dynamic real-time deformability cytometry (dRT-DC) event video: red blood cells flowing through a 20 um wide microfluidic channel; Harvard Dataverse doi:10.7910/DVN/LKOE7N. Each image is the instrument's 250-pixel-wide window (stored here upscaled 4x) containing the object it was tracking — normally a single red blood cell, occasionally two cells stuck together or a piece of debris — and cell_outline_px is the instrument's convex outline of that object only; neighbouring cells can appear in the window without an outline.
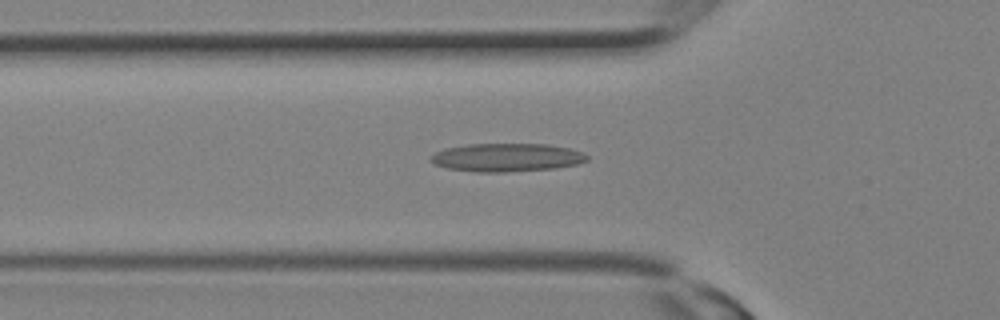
{"species": "Egyptian fruit bat (a non-hibernating species)", "species_latin": "Rousettus aegyptiacus", "temperature_condition": "room temperature", "stored_images_in_passage": 14, "camera_frame_rate_fps": 3000, "um_per_image_px": 0.085, "animal": {"sex": "female"}, "frame": {"image": 1, "passage_image": 10, "time_ms": 3.0, "image_size_px": [1000, 320], "cell_outline_px": [[588, 160], [576, 164], [556, 168], [504, 172], [476, 172], [448, 168], [432, 164], [428, 160], [428, 156], [444, 148], [468, 144], [548, 144], [568, 148], [580, 152], [588, 156]], "centroid_in_image_um": [43.0, 13.38], "position_along_channel_um": 82.8, "area_um2": 25.84}}
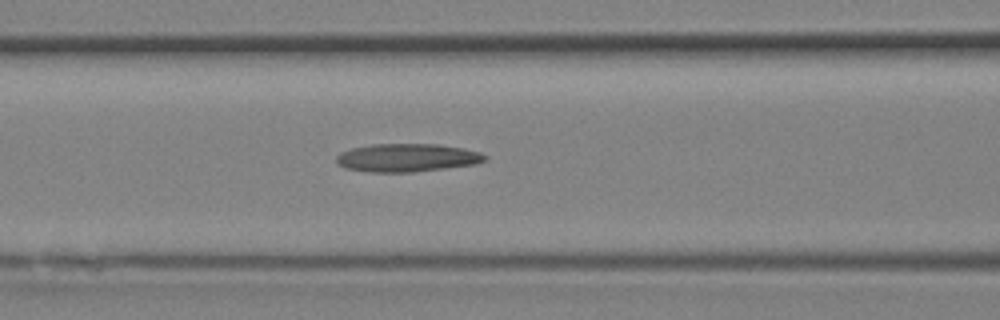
{"frame": {"image": 2, "passage_image": 12, "time_ms": 3.667, "image_size_px": [1000, 320], "cell_outline_px": [[488, 160], [476, 164], [412, 172], [372, 172], [344, 168], [336, 160], [336, 156], [340, 152], [352, 148], [372, 144], [440, 144], [464, 148], [480, 152], [488, 156]], "centroid_in_image_um": [34.64, 13.4], "position_along_channel_um": 132.0, "area_um2": 24.45}}
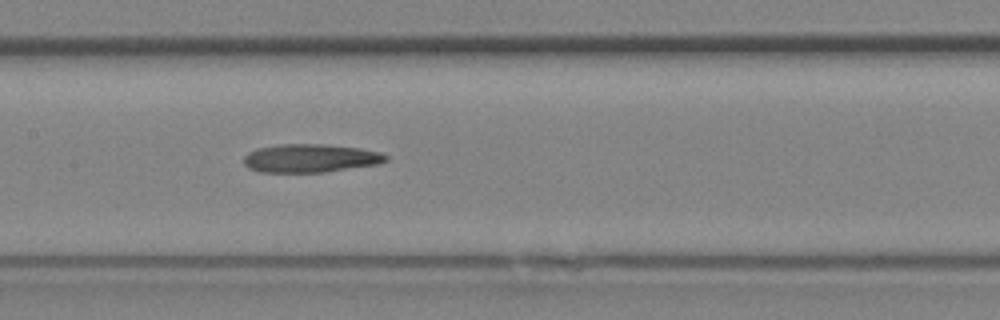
{"frame": {"image": 3, "passage_image": 14, "time_ms": 4.333, "image_size_px": [1000, 320], "cell_outline_px": [[388, 160], [380, 164], [324, 172], [260, 172], [248, 168], [244, 164], [244, 156], [248, 152], [256, 148], [280, 144], [324, 144], [360, 148], [380, 152], [388, 156]], "centroid_in_image_um": [26.38, 13.45], "position_along_channel_um": 181.0, "area_um2": 23.64}}